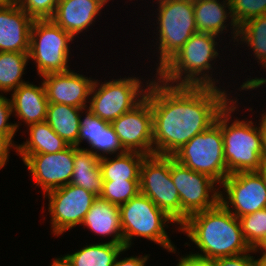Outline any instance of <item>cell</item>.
<instances>
[{
    "label": "cell",
    "mask_w": 266,
    "mask_h": 266,
    "mask_svg": "<svg viewBox=\"0 0 266 266\" xmlns=\"http://www.w3.org/2000/svg\"><path fill=\"white\" fill-rule=\"evenodd\" d=\"M234 97L211 86H173L156 76L149 84L153 116V154L173 156L216 122Z\"/></svg>",
    "instance_id": "obj_1"
},
{
    "label": "cell",
    "mask_w": 266,
    "mask_h": 266,
    "mask_svg": "<svg viewBox=\"0 0 266 266\" xmlns=\"http://www.w3.org/2000/svg\"><path fill=\"white\" fill-rule=\"evenodd\" d=\"M223 40L224 39L216 35L208 33L197 32L193 34L181 49L155 74V76L168 85L218 87L228 91L234 98L238 97L243 91L239 86L241 81L236 82V80H234L235 75L233 72L228 73L229 76H226L228 78L225 77L226 71L228 70L229 72V67L231 69L232 67L230 63L228 64L229 66L224 63L229 61L230 57H232L230 54H232L233 51H231L232 48H229V45L225 44V41ZM227 48L228 51H230V54L226 56L228 58L224 55ZM219 60L222 61L219 62ZM221 76L227 80L230 79L226 82L227 80L224 78L222 79Z\"/></svg>",
    "instance_id": "obj_2"
},
{
    "label": "cell",
    "mask_w": 266,
    "mask_h": 266,
    "mask_svg": "<svg viewBox=\"0 0 266 266\" xmlns=\"http://www.w3.org/2000/svg\"><path fill=\"white\" fill-rule=\"evenodd\" d=\"M179 232L187 237L184 246L191 247L189 255L199 259L213 261L251 250L243 237L239 219L221 203L188 216L179 226Z\"/></svg>",
    "instance_id": "obj_3"
},
{
    "label": "cell",
    "mask_w": 266,
    "mask_h": 266,
    "mask_svg": "<svg viewBox=\"0 0 266 266\" xmlns=\"http://www.w3.org/2000/svg\"><path fill=\"white\" fill-rule=\"evenodd\" d=\"M151 4L153 10L149 7L148 10L150 12L148 11L144 15L140 14L141 19L139 20L145 21V18H149L144 24H148L147 26H149L150 32H147L149 28H146V33H149V37L153 34V36H151V39L153 40L147 37L146 39L149 43L146 42V44L142 45L143 47L148 45V47H144L143 51L150 49L152 55L146 51V54L148 53L149 57H147L148 55H145L147 62L144 65L145 67L147 63L150 65L151 61L155 63L154 67L153 64L150 65L151 69L149 71H155L156 74L181 49L190 37L197 33V27L195 24L193 0H159ZM146 14L147 17L142 19ZM150 55L152 57H150Z\"/></svg>",
    "instance_id": "obj_4"
},
{
    "label": "cell",
    "mask_w": 266,
    "mask_h": 266,
    "mask_svg": "<svg viewBox=\"0 0 266 266\" xmlns=\"http://www.w3.org/2000/svg\"><path fill=\"white\" fill-rule=\"evenodd\" d=\"M252 91L253 89H244L242 91L243 94L240 93L238 96H241L240 98H233L221 111L224 159L229 174L257 171L263 164L259 122L255 117L253 118L254 114L252 115V111L246 106L247 104H244L249 101V105L250 101L252 102L251 99L254 96L256 97L257 94ZM250 92L252 95L245 97L247 94L250 95ZM241 99L244 100V103ZM242 106L245 111H243L244 109ZM239 112L242 115H240ZM250 112L251 114L249 115ZM245 113L248 115L243 116ZM236 114L237 116L239 115V117H237ZM240 116L243 117L240 118Z\"/></svg>",
    "instance_id": "obj_5"
},
{
    "label": "cell",
    "mask_w": 266,
    "mask_h": 266,
    "mask_svg": "<svg viewBox=\"0 0 266 266\" xmlns=\"http://www.w3.org/2000/svg\"><path fill=\"white\" fill-rule=\"evenodd\" d=\"M119 209L125 248L132 249L137 239L141 238L171 255L178 249L171 236L175 232L179 233V225L149 197L139 193L120 205ZM169 228L173 230H168Z\"/></svg>",
    "instance_id": "obj_6"
},
{
    "label": "cell",
    "mask_w": 266,
    "mask_h": 266,
    "mask_svg": "<svg viewBox=\"0 0 266 266\" xmlns=\"http://www.w3.org/2000/svg\"><path fill=\"white\" fill-rule=\"evenodd\" d=\"M126 76L113 75L110 71L109 80L95 77L88 103V109L106 122L112 123L118 117L131 110L146 95L150 82L155 77V72L143 74L137 72ZM143 74V75H141ZM113 75V77H112ZM145 75V76H144ZM115 76V79H114ZM147 76V77H146ZM150 77V78H149ZM103 80V81H102Z\"/></svg>",
    "instance_id": "obj_7"
},
{
    "label": "cell",
    "mask_w": 266,
    "mask_h": 266,
    "mask_svg": "<svg viewBox=\"0 0 266 266\" xmlns=\"http://www.w3.org/2000/svg\"><path fill=\"white\" fill-rule=\"evenodd\" d=\"M75 42H77L76 49H72ZM78 42L81 43L51 19H34L30 31L28 56L29 64L35 65L36 70L33 71H36L38 78L48 73L71 70V63L75 56L73 50L83 51L85 48L79 47ZM77 47L81 49H77Z\"/></svg>",
    "instance_id": "obj_8"
},
{
    "label": "cell",
    "mask_w": 266,
    "mask_h": 266,
    "mask_svg": "<svg viewBox=\"0 0 266 266\" xmlns=\"http://www.w3.org/2000/svg\"><path fill=\"white\" fill-rule=\"evenodd\" d=\"M173 157L189 169L206 174L221 184L229 175L224 159L221 112L214 124L189 140Z\"/></svg>",
    "instance_id": "obj_9"
},
{
    "label": "cell",
    "mask_w": 266,
    "mask_h": 266,
    "mask_svg": "<svg viewBox=\"0 0 266 266\" xmlns=\"http://www.w3.org/2000/svg\"><path fill=\"white\" fill-rule=\"evenodd\" d=\"M96 198L92 192L70 183L46 192L42 197L46 203L42 202L40 208L42 214L46 213L42 217L50 215L47 222L51 235L60 238L65 232L71 233L80 227Z\"/></svg>",
    "instance_id": "obj_10"
},
{
    "label": "cell",
    "mask_w": 266,
    "mask_h": 266,
    "mask_svg": "<svg viewBox=\"0 0 266 266\" xmlns=\"http://www.w3.org/2000/svg\"><path fill=\"white\" fill-rule=\"evenodd\" d=\"M140 193L149 197L179 226L181 225V201L171 178V156L148 155L140 169Z\"/></svg>",
    "instance_id": "obj_11"
},
{
    "label": "cell",
    "mask_w": 266,
    "mask_h": 266,
    "mask_svg": "<svg viewBox=\"0 0 266 266\" xmlns=\"http://www.w3.org/2000/svg\"><path fill=\"white\" fill-rule=\"evenodd\" d=\"M171 178L181 201V224L188 216L220 203V184L210 176L193 171L171 156Z\"/></svg>",
    "instance_id": "obj_12"
},
{
    "label": "cell",
    "mask_w": 266,
    "mask_h": 266,
    "mask_svg": "<svg viewBox=\"0 0 266 266\" xmlns=\"http://www.w3.org/2000/svg\"><path fill=\"white\" fill-rule=\"evenodd\" d=\"M220 203L237 218L266 208V187L260 174H229L220 184Z\"/></svg>",
    "instance_id": "obj_13"
},
{
    "label": "cell",
    "mask_w": 266,
    "mask_h": 266,
    "mask_svg": "<svg viewBox=\"0 0 266 266\" xmlns=\"http://www.w3.org/2000/svg\"><path fill=\"white\" fill-rule=\"evenodd\" d=\"M28 176L38 188L37 193H42L59 188L70 183L74 167L75 146L69 145L64 150L50 154H17ZM40 187V188H39ZM41 191H40V190Z\"/></svg>",
    "instance_id": "obj_14"
},
{
    "label": "cell",
    "mask_w": 266,
    "mask_h": 266,
    "mask_svg": "<svg viewBox=\"0 0 266 266\" xmlns=\"http://www.w3.org/2000/svg\"><path fill=\"white\" fill-rule=\"evenodd\" d=\"M111 125L125 151L153 155V116L149 86L145 97Z\"/></svg>",
    "instance_id": "obj_15"
},
{
    "label": "cell",
    "mask_w": 266,
    "mask_h": 266,
    "mask_svg": "<svg viewBox=\"0 0 266 266\" xmlns=\"http://www.w3.org/2000/svg\"><path fill=\"white\" fill-rule=\"evenodd\" d=\"M232 48H233L232 51L236 48L234 50L235 52L233 53L234 55L232 56V58H234V56L236 58V56H238L242 52L248 51L247 57L250 60L249 64L251 63V59L249 58L251 56L252 60L254 59L253 62L256 61L257 66L261 67L259 68L260 70L258 71V74L260 73L262 69L264 72H266V15L252 18L246 21L245 23H243L242 25H240L238 27V37L235 42V47H232ZM239 48H242V50L244 48L245 50L242 51ZM237 50L241 52L237 54L236 53L238 52ZM247 68L249 67L247 66L246 70H243L245 69V67L242 66L240 68L242 69L240 74L235 73L237 71L236 69L235 71L234 70H230V71H233L235 75H238V76H235L236 80L237 79L241 80L238 77L245 78V79H242L241 80L242 82L240 83V87L243 90L244 89H253L254 91L258 90L257 92L259 93L257 94H260L259 89L264 86L266 87V77L264 76L260 77L259 75L254 74L255 73L254 70H252V73H251L250 69H247ZM247 70L250 72V75H247L246 77L245 73L247 72ZM243 71H244L245 77H243L244 76ZM252 74H254V76H252Z\"/></svg>",
    "instance_id": "obj_16"
},
{
    "label": "cell",
    "mask_w": 266,
    "mask_h": 266,
    "mask_svg": "<svg viewBox=\"0 0 266 266\" xmlns=\"http://www.w3.org/2000/svg\"><path fill=\"white\" fill-rule=\"evenodd\" d=\"M78 70L75 67L66 72L48 73L40 77L45 87L48 103L78 108L88 107L95 78L92 77L93 75L88 76L87 68L85 69L87 76L82 73L83 67L81 71Z\"/></svg>",
    "instance_id": "obj_17"
},
{
    "label": "cell",
    "mask_w": 266,
    "mask_h": 266,
    "mask_svg": "<svg viewBox=\"0 0 266 266\" xmlns=\"http://www.w3.org/2000/svg\"><path fill=\"white\" fill-rule=\"evenodd\" d=\"M113 0H59L53 16L50 18L55 24L71 34L77 41L79 38L93 39L89 31L93 30L96 22H100L103 12ZM105 8V9H104ZM100 16V17H99ZM98 19V20H97ZM93 26V27H92ZM90 29V30H89ZM82 38L80 36H84Z\"/></svg>",
    "instance_id": "obj_18"
},
{
    "label": "cell",
    "mask_w": 266,
    "mask_h": 266,
    "mask_svg": "<svg viewBox=\"0 0 266 266\" xmlns=\"http://www.w3.org/2000/svg\"><path fill=\"white\" fill-rule=\"evenodd\" d=\"M193 7L197 32L224 38L230 48L231 45L234 47L238 37V26L231 14L230 0H193Z\"/></svg>",
    "instance_id": "obj_19"
},
{
    "label": "cell",
    "mask_w": 266,
    "mask_h": 266,
    "mask_svg": "<svg viewBox=\"0 0 266 266\" xmlns=\"http://www.w3.org/2000/svg\"><path fill=\"white\" fill-rule=\"evenodd\" d=\"M34 19L14 0L0 5V52L28 53Z\"/></svg>",
    "instance_id": "obj_20"
},
{
    "label": "cell",
    "mask_w": 266,
    "mask_h": 266,
    "mask_svg": "<svg viewBox=\"0 0 266 266\" xmlns=\"http://www.w3.org/2000/svg\"><path fill=\"white\" fill-rule=\"evenodd\" d=\"M38 84L27 82L10 94L12 113L17 131L46 120L48 99L42 80Z\"/></svg>",
    "instance_id": "obj_21"
},
{
    "label": "cell",
    "mask_w": 266,
    "mask_h": 266,
    "mask_svg": "<svg viewBox=\"0 0 266 266\" xmlns=\"http://www.w3.org/2000/svg\"><path fill=\"white\" fill-rule=\"evenodd\" d=\"M80 227L81 229L84 228V231H90L92 236H99L101 239H99V242L105 241L108 243L124 245L119 206L100 197H97L94 200ZM101 237L103 238V241ZM104 238L108 240L106 241Z\"/></svg>",
    "instance_id": "obj_22"
},
{
    "label": "cell",
    "mask_w": 266,
    "mask_h": 266,
    "mask_svg": "<svg viewBox=\"0 0 266 266\" xmlns=\"http://www.w3.org/2000/svg\"><path fill=\"white\" fill-rule=\"evenodd\" d=\"M21 130V136L26 134V140L18 142L17 154L57 153L69 146L46 121L31 124Z\"/></svg>",
    "instance_id": "obj_23"
},
{
    "label": "cell",
    "mask_w": 266,
    "mask_h": 266,
    "mask_svg": "<svg viewBox=\"0 0 266 266\" xmlns=\"http://www.w3.org/2000/svg\"><path fill=\"white\" fill-rule=\"evenodd\" d=\"M99 161L100 158L91 152L75 146L74 167L70 184L79 186L99 197L104 182Z\"/></svg>",
    "instance_id": "obj_24"
},
{
    "label": "cell",
    "mask_w": 266,
    "mask_h": 266,
    "mask_svg": "<svg viewBox=\"0 0 266 266\" xmlns=\"http://www.w3.org/2000/svg\"><path fill=\"white\" fill-rule=\"evenodd\" d=\"M94 242V243H92ZM74 252H67L62 256L70 266H113L114 262L125 245L108 242H95L92 240Z\"/></svg>",
    "instance_id": "obj_25"
},
{
    "label": "cell",
    "mask_w": 266,
    "mask_h": 266,
    "mask_svg": "<svg viewBox=\"0 0 266 266\" xmlns=\"http://www.w3.org/2000/svg\"><path fill=\"white\" fill-rule=\"evenodd\" d=\"M86 108L48 103L46 122L69 145L77 147L80 114Z\"/></svg>",
    "instance_id": "obj_26"
},
{
    "label": "cell",
    "mask_w": 266,
    "mask_h": 266,
    "mask_svg": "<svg viewBox=\"0 0 266 266\" xmlns=\"http://www.w3.org/2000/svg\"><path fill=\"white\" fill-rule=\"evenodd\" d=\"M146 155L125 152L100 158L99 165L104 181L140 180V169Z\"/></svg>",
    "instance_id": "obj_27"
},
{
    "label": "cell",
    "mask_w": 266,
    "mask_h": 266,
    "mask_svg": "<svg viewBox=\"0 0 266 266\" xmlns=\"http://www.w3.org/2000/svg\"><path fill=\"white\" fill-rule=\"evenodd\" d=\"M28 63V53L0 52V95H10L29 81L23 77L27 74Z\"/></svg>",
    "instance_id": "obj_28"
},
{
    "label": "cell",
    "mask_w": 266,
    "mask_h": 266,
    "mask_svg": "<svg viewBox=\"0 0 266 266\" xmlns=\"http://www.w3.org/2000/svg\"><path fill=\"white\" fill-rule=\"evenodd\" d=\"M108 124L109 122L94 115L88 108L84 109L80 114L77 147L87 150L98 157V135L101 128H106ZM81 144H84L86 147Z\"/></svg>",
    "instance_id": "obj_29"
},
{
    "label": "cell",
    "mask_w": 266,
    "mask_h": 266,
    "mask_svg": "<svg viewBox=\"0 0 266 266\" xmlns=\"http://www.w3.org/2000/svg\"><path fill=\"white\" fill-rule=\"evenodd\" d=\"M140 180L104 181L100 198L120 206L140 193Z\"/></svg>",
    "instance_id": "obj_30"
},
{
    "label": "cell",
    "mask_w": 266,
    "mask_h": 266,
    "mask_svg": "<svg viewBox=\"0 0 266 266\" xmlns=\"http://www.w3.org/2000/svg\"><path fill=\"white\" fill-rule=\"evenodd\" d=\"M243 237L252 249L266 236V208L239 217Z\"/></svg>",
    "instance_id": "obj_31"
},
{
    "label": "cell",
    "mask_w": 266,
    "mask_h": 266,
    "mask_svg": "<svg viewBox=\"0 0 266 266\" xmlns=\"http://www.w3.org/2000/svg\"><path fill=\"white\" fill-rule=\"evenodd\" d=\"M230 4L238 27L252 18L266 15V0H230Z\"/></svg>",
    "instance_id": "obj_32"
},
{
    "label": "cell",
    "mask_w": 266,
    "mask_h": 266,
    "mask_svg": "<svg viewBox=\"0 0 266 266\" xmlns=\"http://www.w3.org/2000/svg\"><path fill=\"white\" fill-rule=\"evenodd\" d=\"M125 152L111 123L106 128H101L98 135V158L119 155Z\"/></svg>",
    "instance_id": "obj_33"
},
{
    "label": "cell",
    "mask_w": 266,
    "mask_h": 266,
    "mask_svg": "<svg viewBox=\"0 0 266 266\" xmlns=\"http://www.w3.org/2000/svg\"><path fill=\"white\" fill-rule=\"evenodd\" d=\"M33 19H50L59 0H14Z\"/></svg>",
    "instance_id": "obj_34"
},
{
    "label": "cell",
    "mask_w": 266,
    "mask_h": 266,
    "mask_svg": "<svg viewBox=\"0 0 266 266\" xmlns=\"http://www.w3.org/2000/svg\"><path fill=\"white\" fill-rule=\"evenodd\" d=\"M13 118L12 104L8 95H0V134L16 135L19 133L16 129Z\"/></svg>",
    "instance_id": "obj_35"
},
{
    "label": "cell",
    "mask_w": 266,
    "mask_h": 266,
    "mask_svg": "<svg viewBox=\"0 0 266 266\" xmlns=\"http://www.w3.org/2000/svg\"><path fill=\"white\" fill-rule=\"evenodd\" d=\"M252 249L241 255L213 260L214 266H261Z\"/></svg>",
    "instance_id": "obj_36"
},
{
    "label": "cell",
    "mask_w": 266,
    "mask_h": 266,
    "mask_svg": "<svg viewBox=\"0 0 266 266\" xmlns=\"http://www.w3.org/2000/svg\"><path fill=\"white\" fill-rule=\"evenodd\" d=\"M15 136L16 135L0 134V170L6 169L5 166H7L10 161L11 151L15 152L13 154L17 155L18 142L14 140Z\"/></svg>",
    "instance_id": "obj_37"
},
{
    "label": "cell",
    "mask_w": 266,
    "mask_h": 266,
    "mask_svg": "<svg viewBox=\"0 0 266 266\" xmlns=\"http://www.w3.org/2000/svg\"><path fill=\"white\" fill-rule=\"evenodd\" d=\"M128 250H130V249L125 248V249H123V251H121L119 253L113 266H147L148 265V261H150V259H151L150 258L151 254L145 253L142 255V254L138 253V255H136L133 253L132 256H129L126 253ZM126 254L128 257L127 256L125 257ZM122 255H123V257H122Z\"/></svg>",
    "instance_id": "obj_38"
},
{
    "label": "cell",
    "mask_w": 266,
    "mask_h": 266,
    "mask_svg": "<svg viewBox=\"0 0 266 266\" xmlns=\"http://www.w3.org/2000/svg\"><path fill=\"white\" fill-rule=\"evenodd\" d=\"M178 248L172 254H175L177 259L175 260L177 263L175 266H214L213 261L203 260L189 255L187 252L182 254V251L179 252ZM181 253V254H180ZM180 254V255H179Z\"/></svg>",
    "instance_id": "obj_39"
},
{
    "label": "cell",
    "mask_w": 266,
    "mask_h": 266,
    "mask_svg": "<svg viewBox=\"0 0 266 266\" xmlns=\"http://www.w3.org/2000/svg\"><path fill=\"white\" fill-rule=\"evenodd\" d=\"M251 106V107H249ZM249 106H247L250 111H252V114H254V116H256V118L258 117V122H259V128H260V132H261V141H262V159L263 162H266V111L265 109H260L262 111V114L260 112H258L259 116L257 115V112L254 111L252 105L250 104ZM256 114V115H255ZM261 116V117H260Z\"/></svg>",
    "instance_id": "obj_40"
},
{
    "label": "cell",
    "mask_w": 266,
    "mask_h": 266,
    "mask_svg": "<svg viewBox=\"0 0 266 266\" xmlns=\"http://www.w3.org/2000/svg\"><path fill=\"white\" fill-rule=\"evenodd\" d=\"M253 254L262 264L266 261V236H264L253 248ZM259 257V258H258Z\"/></svg>",
    "instance_id": "obj_41"
},
{
    "label": "cell",
    "mask_w": 266,
    "mask_h": 266,
    "mask_svg": "<svg viewBox=\"0 0 266 266\" xmlns=\"http://www.w3.org/2000/svg\"><path fill=\"white\" fill-rule=\"evenodd\" d=\"M48 266H70V264L66 261V259L62 256L57 255L54 258H52L50 265Z\"/></svg>",
    "instance_id": "obj_42"
},
{
    "label": "cell",
    "mask_w": 266,
    "mask_h": 266,
    "mask_svg": "<svg viewBox=\"0 0 266 266\" xmlns=\"http://www.w3.org/2000/svg\"><path fill=\"white\" fill-rule=\"evenodd\" d=\"M257 172L260 174L266 187V162H263L262 166L257 170Z\"/></svg>",
    "instance_id": "obj_43"
},
{
    "label": "cell",
    "mask_w": 266,
    "mask_h": 266,
    "mask_svg": "<svg viewBox=\"0 0 266 266\" xmlns=\"http://www.w3.org/2000/svg\"><path fill=\"white\" fill-rule=\"evenodd\" d=\"M139 1H142V2H143L144 0H139ZM157 1H159V0H152V2H151V0H150V1H149V0H147V1L145 0V1H144L145 3H141V5H140V6H141V9H142L145 5H147V7L145 6V8L148 9V6H151V5H149L150 3H154V2H157ZM146 2H147L148 4H147ZM142 4H144L143 7H142Z\"/></svg>",
    "instance_id": "obj_44"
},
{
    "label": "cell",
    "mask_w": 266,
    "mask_h": 266,
    "mask_svg": "<svg viewBox=\"0 0 266 266\" xmlns=\"http://www.w3.org/2000/svg\"><path fill=\"white\" fill-rule=\"evenodd\" d=\"M114 1H115V0H113V2H114ZM130 1H131V2H130ZM132 1H135V2H132ZM136 1H137V2H136ZM128 2H129V5H130V3H131V4H132V3H133V4L135 3L134 6L136 7V5H137L136 3H138V0H129V1L126 0V1H125V3H127V4H128Z\"/></svg>",
    "instance_id": "obj_45"
},
{
    "label": "cell",
    "mask_w": 266,
    "mask_h": 266,
    "mask_svg": "<svg viewBox=\"0 0 266 266\" xmlns=\"http://www.w3.org/2000/svg\"><path fill=\"white\" fill-rule=\"evenodd\" d=\"M8 0H0V5L7 2Z\"/></svg>",
    "instance_id": "obj_46"
},
{
    "label": "cell",
    "mask_w": 266,
    "mask_h": 266,
    "mask_svg": "<svg viewBox=\"0 0 266 266\" xmlns=\"http://www.w3.org/2000/svg\"><path fill=\"white\" fill-rule=\"evenodd\" d=\"M261 266H266V261L261 264Z\"/></svg>",
    "instance_id": "obj_47"
}]
</instances>
